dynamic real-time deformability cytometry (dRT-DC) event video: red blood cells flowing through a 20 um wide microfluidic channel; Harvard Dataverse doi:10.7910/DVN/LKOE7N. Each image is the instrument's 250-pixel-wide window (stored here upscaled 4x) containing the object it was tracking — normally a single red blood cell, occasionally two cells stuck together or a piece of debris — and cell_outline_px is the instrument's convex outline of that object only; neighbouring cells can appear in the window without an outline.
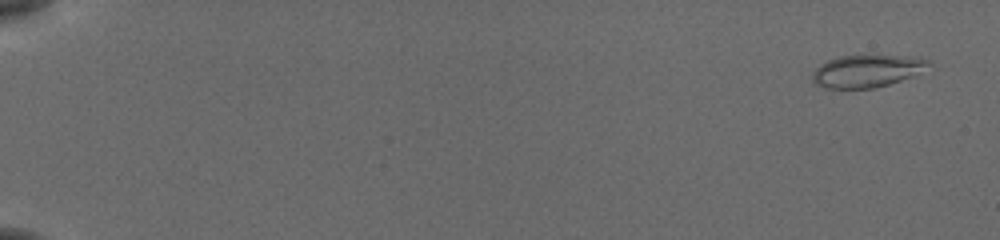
{"species": "common noctule bat (a hibernating species)", "species_latin": "Nyctalus noctula", "temperature_condition": "cold", "stored_images_in_passage": 54, "camera_frame_rate_fps": 3000, "um_per_image_px": 0.085, "animal": {"sex": "female", "body_mass_g": 19.5, "forearm_length_mm": 54.1}, "frame": {"image": 1, "passage_image": 1, "time_ms": 0.0, "image_size_px": [1000, 240], "cell_outline_px": [[928, 64], [912, 76], [876, 88], [824, 88], [812, 84], [812, 72], [820, 64], [828, 60], [840, 56], [900, 56], [928, 60]], "centroid_in_image_um": [73.54, 6.06], "position_along_channel_um": 11.5, "area_um2": 21.39}}
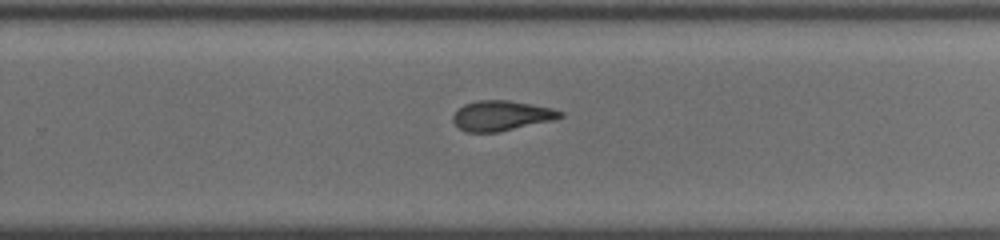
{"frame": {"image": 2, "passage_image": 37, "time_ms": 12.0, "image_size_px": [1000, 240], "cell_outline_px": [[564, 116], [552, 120], [496, 132], [464, 132], [452, 120], [452, 116], [464, 104], [480, 100], [508, 100], [552, 108], [564, 112]], "centroid_in_image_um": [42.61, 9.83], "position_along_channel_um": 287.2, "area_um2": 18.5}}
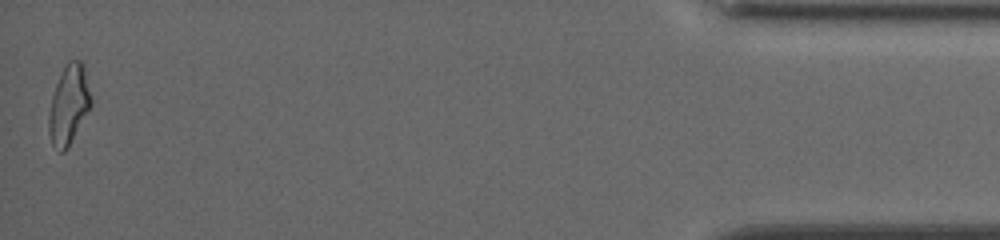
{"frame": {"image": 3, "passage_image": 54, "time_ms": 17.667, "image_size_px": [1000, 240], "cell_outline_px": [[92, 104], [68, 148], [64, 152], [60, 152], [52, 144], [48, 132], [48, 120], [52, 96], [56, 84], [68, 60], [80, 60], [84, 64], [92, 100]], "centroid_in_image_um": [5.86, 8.91], "position_along_channel_um": 429.3, "area_um2": 19.42}, "authors_computed_cell_mechanics": {"area_um2": 19.2474, "velocity_mm_per_s": 3.8308, "shape_relaxation_time_tau1_ms": 3.9075, "shape_relaxation_time_tau2_ms": 2.6427, "deformation_change_tau1": 0.1537, "deformation_change_tau2": 0.1024}}